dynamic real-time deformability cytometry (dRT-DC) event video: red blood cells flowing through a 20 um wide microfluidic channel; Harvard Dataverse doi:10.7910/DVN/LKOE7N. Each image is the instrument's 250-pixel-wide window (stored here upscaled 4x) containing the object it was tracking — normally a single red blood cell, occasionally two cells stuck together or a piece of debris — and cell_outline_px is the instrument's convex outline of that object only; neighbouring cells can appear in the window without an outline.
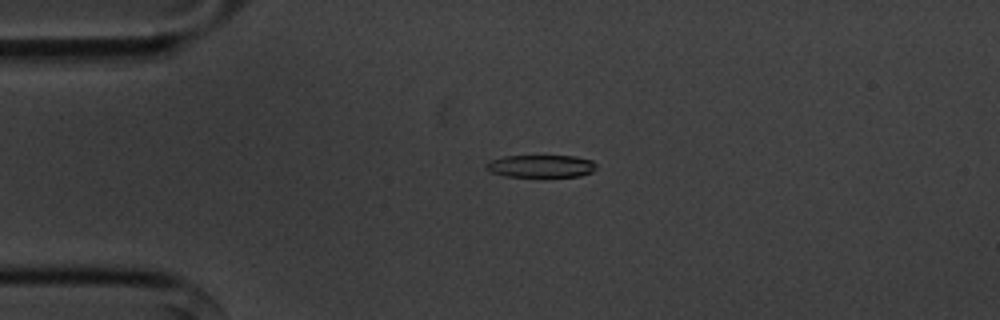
{"species": "common noctule bat (a hibernating species)", "species_latin": "Nyctalus noctula", "temperature_condition": "cold", "stored_images_in_passage": 52, "camera_frame_rate_fps": 3000, "um_per_image_px": 0.085, "animal": {"sex": "male", "body_mass_g": 20.1, "forearm_length_mm": 53.5}, "frame": {"image": 1, "passage_image": 9, "time_ms": 2.667, "image_size_px": [1000, 320], "cell_outline_px": [[596, 168], [592, 172], [580, 176], [504, 176], [492, 172], [484, 168], [484, 164], [488, 160], [504, 156], [576, 156], [592, 160], [596, 164]], "centroid_in_image_um": [45.95, 14.11], "position_along_channel_um": 39.1, "area_um2": 14.51}}
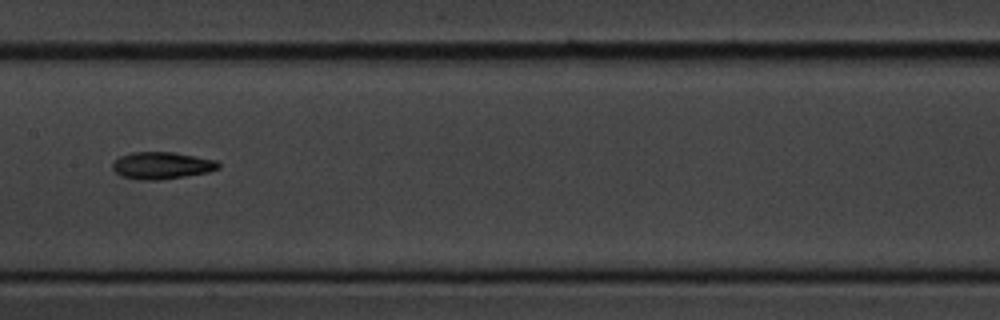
{"frame": {"image": 2, "passage_image": 24, "time_ms": 7.667, "image_size_px": [1000, 320], "cell_outline_px": [[220, 168], [208, 172], [156, 180], [140, 180], [120, 176], [112, 168], [112, 164], [120, 156], [132, 152], [172, 152], [196, 156], [216, 160], [220, 164]], "centroid_in_image_um": [13.74, 14.06], "position_along_channel_um": 193.7, "area_um2": 16.59}}
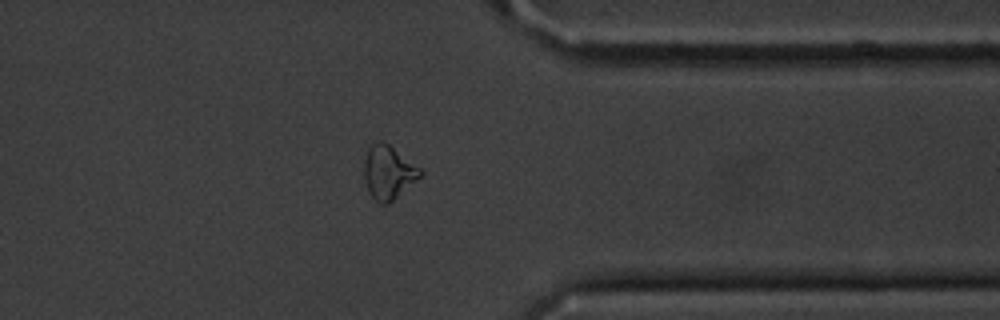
{"frame": {"image": 3, "passage_image": 40, "time_ms": 13.0, "image_size_px": [1000, 320], "cell_outline_px": [[424, 172], [416, 180], [388, 204], [380, 204], [368, 192], [364, 176], [364, 160], [368, 148], [372, 144], [380, 140], [384, 140], [420, 168]], "centroid_in_image_um": [32.99, 14.63], "position_along_channel_um": 378.4, "area_um2": 17.4}, "authors_computed_cell_mechanics": {"area_um2": 16.1262, "velocity_mm_per_s": 3.6069, "shape_relaxation_time_tau1_ms": 3.1612, "shape_relaxation_time_tau2_ms": null, "deformation_change_tau1": 0.1549, "deformation_change_tau2": null}}